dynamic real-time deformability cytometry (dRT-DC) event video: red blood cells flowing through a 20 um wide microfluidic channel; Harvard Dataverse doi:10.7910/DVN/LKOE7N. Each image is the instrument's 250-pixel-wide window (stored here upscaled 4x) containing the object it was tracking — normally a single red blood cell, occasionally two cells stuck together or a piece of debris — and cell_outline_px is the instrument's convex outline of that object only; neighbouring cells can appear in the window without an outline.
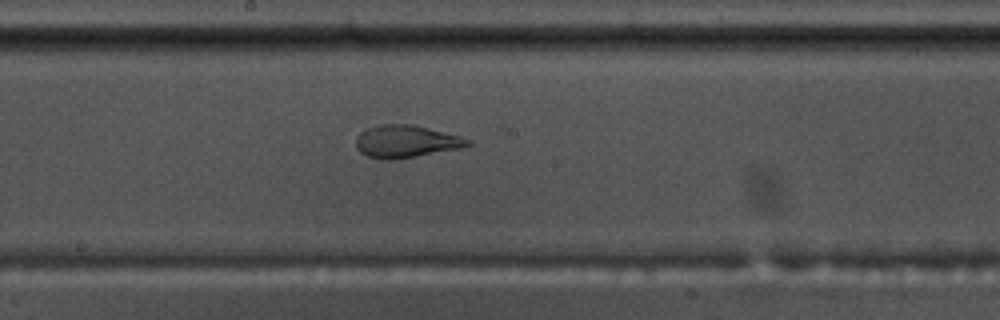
{"species": "common noctule bat (a hibernating species)", "species_latin": "Nyctalus noctula", "temperature_condition": "warm", "stored_images_in_passage": 39, "camera_frame_rate_fps": 3000, "um_per_image_px": 0.085, "animal": {"sex": "male", "body_mass_g": 17.5, "forearm_length_mm": 52.3}, "frame": {"image": 1, "passage_image": 14, "time_ms": 4.333, "image_size_px": [1000, 320], "cell_outline_px": [[472, 144], [460, 148], [416, 156], [392, 160], [384, 160], [368, 156], [360, 152], [356, 148], [356, 136], [364, 128], [380, 124], [412, 124], [460, 136], [472, 140]], "centroid_in_image_um": [34.47, 12.01], "position_along_channel_um": 213.7, "area_um2": 21.21}}
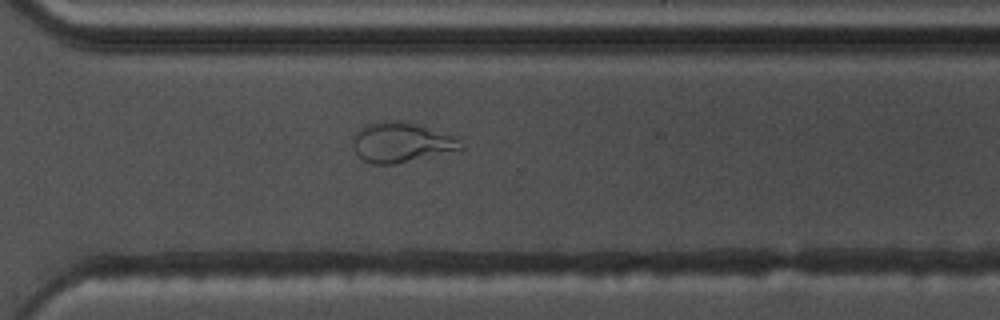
{"frame": {"image": 2, "passage_image": 24, "time_ms": 7.667, "image_size_px": [1000, 320], "cell_outline_px": [[464, 148], [396, 164], [372, 164], [364, 160], [356, 152], [352, 144], [352, 136], [360, 128], [368, 124], [384, 120], [396, 120], [416, 124], [456, 136]], "centroid_in_image_um": [34.07, 12.09], "position_along_channel_um": 336.5, "area_um2": 24.91}}
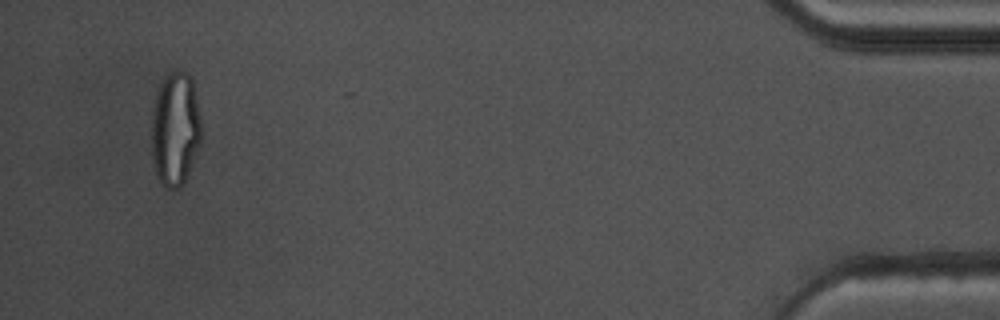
{"frame": {"image": 3, "passage_image": 37, "time_ms": 12.0, "image_size_px": [1000, 320], "cell_outline_px": [[200, 140], [188, 172], [180, 188], [168, 188], [160, 184], [156, 176], [152, 164], [152, 108], [156, 92], [164, 76], [168, 72], [188, 72], [192, 76], [200, 116]], "centroid_in_image_um": [14.86, 10.94], "position_along_channel_um": 420.3, "area_um2": 33.12}, "authors_computed_cell_mechanics": {"area_um2": 22.3108, "velocity_mm_per_s": 3.6888, "shape_relaxation_time_tau1_ms": null, "shape_relaxation_time_tau2_ms": 0.8936, "deformation_change_tau1": null, "deformation_change_tau2": 0.0769}}